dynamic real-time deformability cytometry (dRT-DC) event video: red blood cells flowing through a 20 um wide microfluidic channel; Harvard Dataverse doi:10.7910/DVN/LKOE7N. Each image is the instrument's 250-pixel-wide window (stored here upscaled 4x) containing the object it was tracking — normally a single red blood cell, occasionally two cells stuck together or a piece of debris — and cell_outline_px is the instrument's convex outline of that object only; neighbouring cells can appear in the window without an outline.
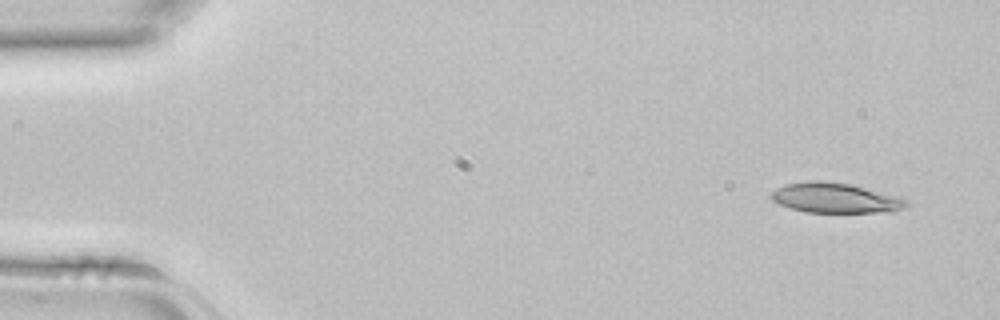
{"species": "common noctule bat (a hibernating species)", "species_latin": "Nyctalus noctula", "temperature_condition": "room temperature", "stored_images_in_passage": 5, "camera_frame_rate_fps": 3000, "um_per_image_px": 0.085, "animal": {"sex": "female", "body_mass_g": 22.7, "forearm_length_mm": 54.2}, "frame": {"image": 1, "passage_image": 1, "time_ms": 0.0, "image_size_px": [1000, 320], "cell_outline_px": [[908, 204], [904, 208], [892, 212], [804, 212], [780, 204], [772, 200], [772, 192], [776, 188], [784, 184], [808, 180], [824, 180], [848, 184], [904, 196], [908, 200]], "centroid_in_image_um": [71.06, 16.81], "position_along_channel_um": 13.9, "area_um2": 23.93}}
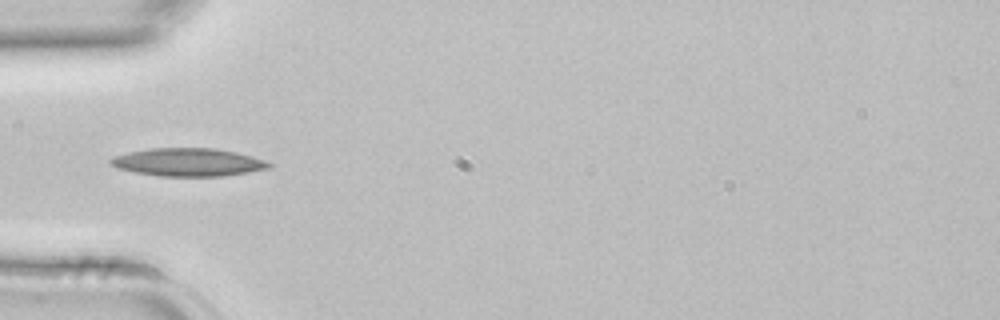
{"frame": {"image": 2, "passage_image": 4, "time_ms": 1.0, "image_size_px": [1000, 320], "cell_outline_px": [[272, 168], [224, 176], [160, 176], [136, 172], [116, 168], [108, 164], [108, 160], [112, 156], [128, 152], [152, 148], [216, 148], [236, 152], [252, 156], [264, 160], [272, 164]], "centroid_in_image_um": [15.97, 13.78], "position_along_channel_um": 69.0, "area_um2": 26.01}}